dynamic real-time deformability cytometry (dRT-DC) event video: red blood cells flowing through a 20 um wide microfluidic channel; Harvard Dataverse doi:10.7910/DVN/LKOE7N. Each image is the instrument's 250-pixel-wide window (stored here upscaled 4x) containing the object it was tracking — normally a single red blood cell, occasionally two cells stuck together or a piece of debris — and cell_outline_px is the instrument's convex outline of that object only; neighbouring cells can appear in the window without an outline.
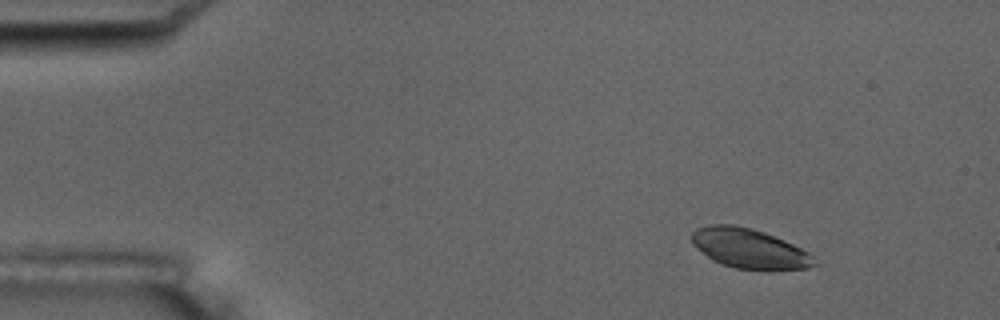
{"species": "common noctule bat (a hibernating species)", "species_latin": "Nyctalus noctula", "temperature_condition": "room temperature", "stored_images_in_passage": 5, "camera_frame_rate_fps": 3000, "um_per_image_px": 0.085, "animal": {"sex": "male", "body_mass_g": 17.5, "forearm_length_mm": 52.3}, "frame": {"image": 1, "passage_image": 3, "time_ms": 2.333, "image_size_px": [1000, 320], "cell_outline_px": [[816, 264], [808, 268], [772, 272], [768, 272], [736, 268], [712, 260], [696, 248], [692, 244], [692, 232], [696, 228], [708, 224], [732, 224], [752, 228], [764, 232], [784, 240], [808, 252], [812, 256]], "centroid_in_image_um": [63.69, 21.15], "position_along_channel_um": 21.3, "area_um2": 28.84}}